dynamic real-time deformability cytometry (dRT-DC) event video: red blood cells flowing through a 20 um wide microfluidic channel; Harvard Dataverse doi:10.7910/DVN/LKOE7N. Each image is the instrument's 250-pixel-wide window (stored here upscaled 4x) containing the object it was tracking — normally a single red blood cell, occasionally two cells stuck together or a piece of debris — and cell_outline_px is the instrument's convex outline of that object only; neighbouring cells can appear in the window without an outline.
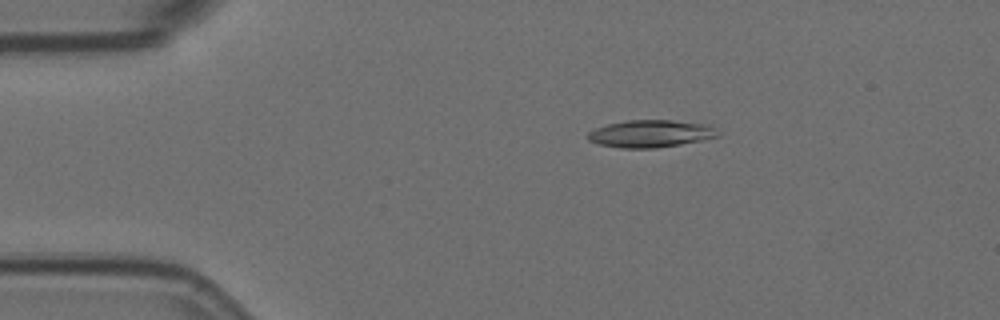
{"species": "Egyptian fruit bat (a non-hibernating species)", "species_latin": "Rousettus aegyptiacus", "temperature_condition": "room temperature", "stored_images_in_passage": 56, "camera_frame_rate_fps": 3000, "um_per_image_px": 0.085, "animal": {"sex": "female"}, "frame": {"image": 1, "passage_image": 10, "time_ms": 3.0, "image_size_px": [1000, 320], "cell_outline_px": [[720, 136], [704, 140], [656, 148], [620, 148], [600, 144], [588, 140], [588, 132], [596, 128], [608, 124], [624, 120], [672, 120], [708, 124], [716, 128]], "centroid_in_image_um": [55.34, 11.36], "position_along_channel_um": 29.7, "area_um2": 20.81}}
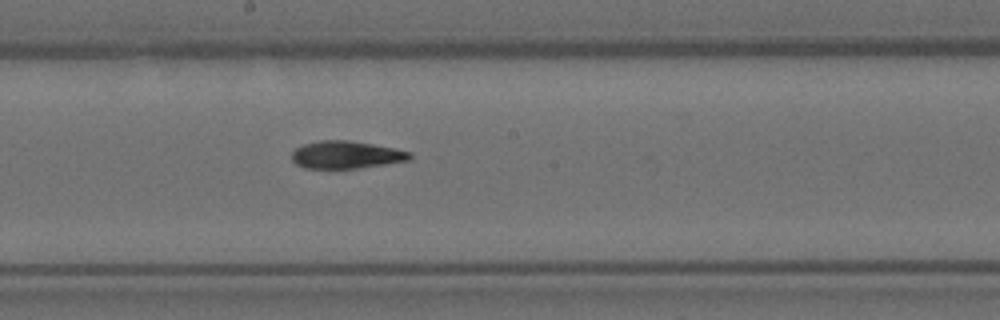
{"frame": {"image": 2, "passage_image": 30, "time_ms": 9.667, "image_size_px": [1000, 320], "cell_outline_px": [[412, 156], [408, 160], [384, 164], [356, 168], [304, 168], [296, 164], [292, 160], [292, 152], [296, 148], [304, 144], [320, 140], [348, 140], [372, 144], [412, 152]], "centroid_in_image_um": [29.39, 13.15], "position_along_channel_um": 218.8, "area_um2": 18.73}}
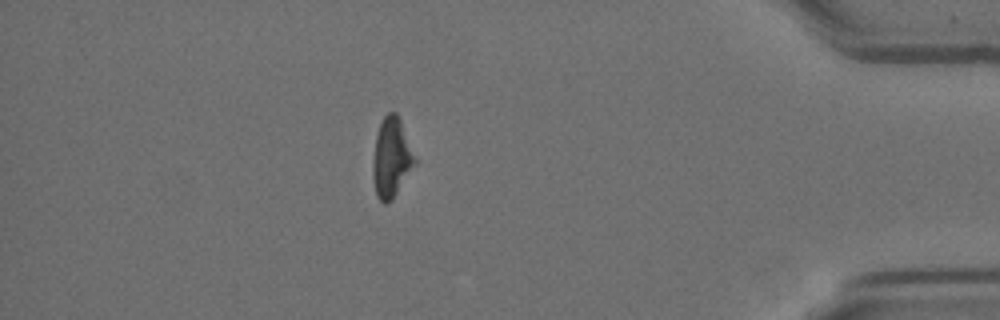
{"frame": {"image": 3, "passage_image": 49, "time_ms": 16.0, "image_size_px": [1000, 320], "cell_outline_px": [[416, 164], [392, 200], [384, 204], [376, 196], [372, 176], [372, 164], [376, 136], [380, 124], [384, 116], [388, 112], [396, 112], [400, 120], [416, 156]], "centroid_in_image_um": [33.27, 13.43], "position_along_channel_um": 401.9, "area_um2": 19.54}, "authors_computed_cell_mechanics": {"area_um2": 19.5364, "velocity_mm_per_s": 3.5884, "shape_relaxation_time_tau1_ms": 8.0272, "shape_relaxation_time_tau2_ms": 3.8905, "deformation_change_tau1": 0.2353, "deformation_change_tau2": 0.1354}}